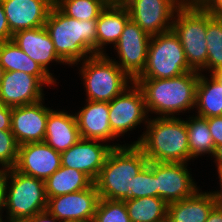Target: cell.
Instances as JSON below:
<instances>
[{
    "instance_id": "cell-9",
    "label": "cell",
    "mask_w": 222,
    "mask_h": 222,
    "mask_svg": "<svg viewBox=\"0 0 222 222\" xmlns=\"http://www.w3.org/2000/svg\"><path fill=\"white\" fill-rule=\"evenodd\" d=\"M130 18L149 36L172 30L174 14L185 0H120Z\"/></svg>"
},
{
    "instance_id": "cell-25",
    "label": "cell",
    "mask_w": 222,
    "mask_h": 222,
    "mask_svg": "<svg viewBox=\"0 0 222 222\" xmlns=\"http://www.w3.org/2000/svg\"><path fill=\"white\" fill-rule=\"evenodd\" d=\"M44 183L46 196L54 197L87 189L94 182L79 170L61 166Z\"/></svg>"
},
{
    "instance_id": "cell-16",
    "label": "cell",
    "mask_w": 222,
    "mask_h": 222,
    "mask_svg": "<svg viewBox=\"0 0 222 222\" xmlns=\"http://www.w3.org/2000/svg\"><path fill=\"white\" fill-rule=\"evenodd\" d=\"M42 102L12 107L11 132L19 146L44 141L48 114L53 109Z\"/></svg>"
},
{
    "instance_id": "cell-34",
    "label": "cell",
    "mask_w": 222,
    "mask_h": 222,
    "mask_svg": "<svg viewBox=\"0 0 222 222\" xmlns=\"http://www.w3.org/2000/svg\"><path fill=\"white\" fill-rule=\"evenodd\" d=\"M207 121L216 149L217 146L222 145V116L210 117Z\"/></svg>"
},
{
    "instance_id": "cell-12",
    "label": "cell",
    "mask_w": 222,
    "mask_h": 222,
    "mask_svg": "<svg viewBox=\"0 0 222 222\" xmlns=\"http://www.w3.org/2000/svg\"><path fill=\"white\" fill-rule=\"evenodd\" d=\"M150 39L151 36L130 18L114 45L120 60L114 62L133 80L145 67Z\"/></svg>"
},
{
    "instance_id": "cell-5",
    "label": "cell",
    "mask_w": 222,
    "mask_h": 222,
    "mask_svg": "<svg viewBox=\"0 0 222 222\" xmlns=\"http://www.w3.org/2000/svg\"><path fill=\"white\" fill-rule=\"evenodd\" d=\"M47 201L44 180L24 175L14 168L5 170L4 209H7L9 221L27 222L46 211Z\"/></svg>"
},
{
    "instance_id": "cell-22",
    "label": "cell",
    "mask_w": 222,
    "mask_h": 222,
    "mask_svg": "<svg viewBox=\"0 0 222 222\" xmlns=\"http://www.w3.org/2000/svg\"><path fill=\"white\" fill-rule=\"evenodd\" d=\"M80 138L75 114L58 110L48 114L44 141L55 151L68 150Z\"/></svg>"
},
{
    "instance_id": "cell-40",
    "label": "cell",
    "mask_w": 222,
    "mask_h": 222,
    "mask_svg": "<svg viewBox=\"0 0 222 222\" xmlns=\"http://www.w3.org/2000/svg\"><path fill=\"white\" fill-rule=\"evenodd\" d=\"M206 222H222V208L215 205L212 208Z\"/></svg>"
},
{
    "instance_id": "cell-45",
    "label": "cell",
    "mask_w": 222,
    "mask_h": 222,
    "mask_svg": "<svg viewBox=\"0 0 222 222\" xmlns=\"http://www.w3.org/2000/svg\"><path fill=\"white\" fill-rule=\"evenodd\" d=\"M187 2H193V3H198L200 0H185Z\"/></svg>"
},
{
    "instance_id": "cell-20",
    "label": "cell",
    "mask_w": 222,
    "mask_h": 222,
    "mask_svg": "<svg viewBox=\"0 0 222 222\" xmlns=\"http://www.w3.org/2000/svg\"><path fill=\"white\" fill-rule=\"evenodd\" d=\"M12 40L32 60L54 77L48 69L50 62L56 61L66 64L56 53L52 39L45 27L22 30L13 34Z\"/></svg>"
},
{
    "instance_id": "cell-2",
    "label": "cell",
    "mask_w": 222,
    "mask_h": 222,
    "mask_svg": "<svg viewBox=\"0 0 222 222\" xmlns=\"http://www.w3.org/2000/svg\"><path fill=\"white\" fill-rule=\"evenodd\" d=\"M199 72L190 71L164 79L135 78L142 90L147 114L175 117L177 113L195 108Z\"/></svg>"
},
{
    "instance_id": "cell-38",
    "label": "cell",
    "mask_w": 222,
    "mask_h": 222,
    "mask_svg": "<svg viewBox=\"0 0 222 222\" xmlns=\"http://www.w3.org/2000/svg\"><path fill=\"white\" fill-rule=\"evenodd\" d=\"M27 222H60V221L46 210L36 214Z\"/></svg>"
},
{
    "instance_id": "cell-28",
    "label": "cell",
    "mask_w": 222,
    "mask_h": 222,
    "mask_svg": "<svg viewBox=\"0 0 222 222\" xmlns=\"http://www.w3.org/2000/svg\"><path fill=\"white\" fill-rule=\"evenodd\" d=\"M185 120L188 132V145L191 159L200 155L215 153V145L212 139L207 118L198 115L191 116Z\"/></svg>"
},
{
    "instance_id": "cell-18",
    "label": "cell",
    "mask_w": 222,
    "mask_h": 222,
    "mask_svg": "<svg viewBox=\"0 0 222 222\" xmlns=\"http://www.w3.org/2000/svg\"><path fill=\"white\" fill-rule=\"evenodd\" d=\"M12 34L43 27L55 0H1Z\"/></svg>"
},
{
    "instance_id": "cell-14",
    "label": "cell",
    "mask_w": 222,
    "mask_h": 222,
    "mask_svg": "<svg viewBox=\"0 0 222 222\" xmlns=\"http://www.w3.org/2000/svg\"><path fill=\"white\" fill-rule=\"evenodd\" d=\"M120 144H102L98 140L80 138L68 150L61 152V166L73 168L85 173L93 182L112 148Z\"/></svg>"
},
{
    "instance_id": "cell-33",
    "label": "cell",
    "mask_w": 222,
    "mask_h": 222,
    "mask_svg": "<svg viewBox=\"0 0 222 222\" xmlns=\"http://www.w3.org/2000/svg\"><path fill=\"white\" fill-rule=\"evenodd\" d=\"M19 145L11 130H0V170L14 168L18 158Z\"/></svg>"
},
{
    "instance_id": "cell-39",
    "label": "cell",
    "mask_w": 222,
    "mask_h": 222,
    "mask_svg": "<svg viewBox=\"0 0 222 222\" xmlns=\"http://www.w3.org/2000/svg\"><path fill=\"white\" fill-rule=\"evenodd\" d=\"M5 203V170H0V220L2 219V211Z\"/></svg>"
},
{
    "instance_id": "cell-1",
    "label": "cell",
    "mask_w": 222,
    "mask_h": 222,
    "mask_svg": "<svg viewBox=\"0 0 222 222\" xmlns=\"http://www.w3.org/2000/svg\"><path fill=\"white\" fill-rule=\"evenodd\" d=\"M96 24L97 19L77 20L68 17L54 4L44 27L57 55L66 64L73 66L97 54Z\"/></svg>"
},
{
    "instance_id": "cell-8",
    "label": "cell",
    "mask_w": 222,
    "mask_h": 222,
    "mask_svg": "<svg viewBox=\"0 0 222 222\" xmlns=\"http://www.w3.org/2000/svg\"><path fill=\"white\" fill-rule=\"evenodd\" d=\"M194 71L187 62L179 37L173 30L151 36L146 64L136 78L164 79Z\"/></svg>"
},
{
    "instance_id": "cell-32",
    "label": "cell",
    "mask_w": 222,
    "mask_h": 222,
    "mask_svg": "<svg viewBox=\"0 0 222 222\" xmlns=\"http://www.w3.org/2000/svg\"><path fill=\"white\" fill-rule=\"evenodd\" d=\"M156 197L155 162L148 164L133 177L130 199Z\"/></svg>"
},
{
    "instance_id": "cell-30",
    "label": "cell",
    "mask_w": 222,
    "mask_h": 222,
    "mask_svg": "<svg viewBox=\"0 0 222 222\" xmlns=\"http://www.w3.org/2000/svg\"><path fill=\"white\" fill-rule=\"evenodd\" d=\"M112 0H55V5L68 17L77 20L98 19Z\"/></svg>"
},
{
    "instance_id": "cell-6",
    "label": "cell",
    "mask_w": 222,
    "mask_h": 222,
    "mask_svg": "<svg viewBox=\"0 0 222 222\" xmlns=\"http://www.w3.org/2000/svg\"><path fill=\"white\" fill-rule=\"evenodd\" d=\"M109 57L105 52L82 61L79 70L86 88V100L111 102L133 84L134 80Z\"/></svg>"
},
{
    "instance_id": "cell-44",
    "label": "cell",
    "mask_w": 222,
    "mask_h": 222,
    "mask_svg": "<svg viewBox=\"0 0 222 222\" xmlns=\"http://www.w3.org/2000/svg\"><path fill=\"white\" fill-rule=\"evenodd\" d=\"M3 74H4V69L2 68V66L0 65V84H1V80L3 78Z\"/></svg>"
},
{
    "instance_id": "cell-11",
    "label": "cell",
    "mask_w": 222,
    "mask_h": 222,
    "mask_svg": "<svg viewBox=\"0 0 222 222\" xmlns=\"http://www.w3.org/2000/svg\"><path fill=\"white\" fill-rule=\"evenodd\" d=\"M47 199L46 210L60 222H92L99 194L93 183L87 189Z\"/></svg>"
},
{
    "instance_id": "cell-15",
    "label": "cell",
    "mask_w": 222,
    "mask_h": 222,
    "mask_svg": "<svg viewBox=\"0 0 222 222\" xmlns=\"http://www.w3.org/2000/svg\"><path fill=\"white\" fill-rule=\"evenodd\" d=\"M61 167V154L45 141L22 144L14 169L24 175L46 180Z\"/></svg>"
},
{
    "instance_id": "cell-41",
    "label": "cell",
    "mask_w": 222,
    "mask_h": 222,
    "mask_svg": "<svg viewBox=\"0 0 222 222\" xmlns=\"http://www.w3.org/2000/svg\"><path fill=\"white\" fill-rule=\"evenodd\" d=\"M219 175V181H220V190L211 192L213 194L215 204L222 208V172L217 173Z\"/></svg>"
},
{
    "instance_id": "cell-29",
    "label": "cell",
    "mask_w": 222,
    "mask_h": 222,
    "mask_svg": "<svg viewBox=\"0 0 222 222\" xmlns=\"http://www.w3.org/2000/svg\"><path fill=\"white\" fill-rule=\"evenodd\" d=\"M206 71L214 73L222 69V18H215L206 11Z\"/></svg>"
},
{
    "instance_id": "cell-35",
    "label": "cell",
    "mask_w": 222,
    "mask_h": 222,
    "mask_svg": "<svg viewBox=\"0 0 222 222\" xmlns=\"http://www.w3.org/2000/svg\"><path fill=\"white\" fill-rule=\"evenodd\" d=\"M215 18H222V0H200L198 2Z\"/></svg>"
},
{
    "instance_id": "cell-42",
    "label": "cell",
    "mask_w": 222,
    "mask_h": 222,
    "mask_svg": "<svg viewBox=\"0 0 222 222\" xmlns=\"http://www.w3.org/2000/svg\"><path fill=\"white\" fill-rule=\"evenodd\" d=\"M215 158V163L217 165V172H222V145H219L215 149V153L212 156Z\"/></svg>"
},
{
    "instance_id": "cell-36",
    "label": "cell",
    "mask_w": 222,
    "mask_h": 222,
    "mask_svg": "<svg viewBox=\"0 0 222 222\" xmlns=\"http://www.w3.org/2000/svg\"><path fill=\"white\" fill-rule=\"evenodd\" d=\"M13 34L10 31L7 18L0 0V43L12 40Z\"/></svg>"
},
{
    "instance_id": "cell-4",
    "label": "cell",
    "mask_w": 222,
    "mask_h": 222,
    "mask_svg": "<svg viewBox=\"0 0 222 222\" xmlns=\"http://www.w3.org/2000/svg\"><path fill=\"white\" fill-rule=\"evenodd\" d=\"M147 164L148 159L137 144L112 148L94 181L99 198L130 199L133 177Z\"/></svg>"
},
{
    "instance_id": "cell-37",
    "label": "cell",
    "mask_w": 222,
    "mask_h": 222,
    "mask_svg": "<svg viewBox=\"0 0 222 222\" xmlns=\"http://www.w3.org/2000/svg\"><path fill=\"white\" fill-rule=\"evenodd\" d=\"M12 107L0 102V130H11Z\"/></svg>"
},
{
    "instance_id": "cell-46",
    "label": "cell",
    "mask_w": 222,
    "mask_h": 222,
    "mask_svg": "<svg viewBox=\"0 0 222 222\" xmlns=\"http://www.w3.org/2000/svg\"><path fill=\"white\" fill-rule=\"evenodd\" d=\"M0 222H6V221H4V220H0ZM7 222H20V221H7Z\"/></svg>"
},
{
    "instance_id": "cell-13",
    "label": "cell",
    "mask_w": 222,
    "mask_h": 222,
    "mask_svg": "<svg viewBox=\"0 0 222 222\" xmlns=\"http://www.w3.org/2000/svg\"><path fill=\"white\" fill-rule=\"evenodd\" d=\"M187 163L155 162L156 197L167 204L192 197L199 188Z\"/></svg>"
},
{
    "instance_id": "cell-23",
    "label": "cell",
    "mask_w": 222,
    "mask_h": 222,
    "mask_svg": "<svg viewBox=\"0 0 222 222\" xmlns=\"http://www.w3.org/2000/svg\"><path fill=\"white\" fill-rule=\"evenodd\" d=\"M215 205L213 194L199 189L192 197L168 204L167 222H206Z\"/></svg>"
},
{
    "instance_id": "cell-43",
    "label": "cell",
    "mask_w": 222,
    "mask_h": 222,
    "mask_svg": "<svg viewBox=\"0 0 222 222\" xmlns=\"http://www.w3.org/2000/svg\"><path fill=\"white\" fill-rule=\"evenodd\" d=\"M222 85V69L211 74Z\"/></svg>"
},
{
    "instance_id": "cell-21",
    "label": "cell",
    "mask_w": 222,
    "mask_h": 222,
    "mask_svg": "<svg viewBox=\"0 0 222 222\" xmlns=\"http://www.w3.org/2000/svg\"><path fill=\"white\" fill-rule=\"evenodd\" d=\"M130 19L128 8L120 0H112L97 19V54H104V46L115 45Z\"/></svg>"
},
{
    "instance_id": "cell-24",
    "label": "cell",
    "mask_w": 222,
    "mask_h": 222,
    "mask_svg": "<svg viewBox=\"0 0 222 222\" xmlns=\"http://www.w3.org/2000/svg\"><path fill=\"white\" fill-rule=\"evenodd\" d=\"M0 65L4 71H23L36 76L44 85H54L57 80L23 52L13 40L0 43Z\"/></svg>"
},
{
    "instance_id": "cell-31",
    "label": "cell",
    "mask_w": 222,
    "mask_h": 222,
    "mask_svg": "<svg viewBox=\"0 0 222 222\" xmlns=\"http://www.w3.org/2000/svg\"><path fill=\"white\" fill-rule=\"evenodd\" d=\"M92 222H131L124 201L99 198Z\"/></svg>"
},
{
    "instance_id": "cell-26",
    "label": "cell",
    "mask_w": 222,
    "mask_h": 222,
    "mask_svg": "<svg viewBox=\"0 0 222 222\" xmlns=\"http://www.w3.org/2000/svg\"><path fill=\"white\" fill-rule=\"evenodd\" d=\"M195 108L200 117L222 116V85L211 74L208 79L199 73Z\"/></svg>"
},
{
    "instance_id": "cell-7",
    "label": "cell",
    "mask_w": 222,
    "mask_h": 222,
    "mask_svg": "<svg viewBox=\"0 0 222 222\" xmlns=\"http://www.w3.org/2000/svg\"><path fill=\"white\" fill-rule=\"evenodd\" d=\"M172 30L179 37L188 65L200 73L206 70V10L185 1L175 12Z\"/></svg>"
},
{
    "instance_id": "cell-27",
    "label": "cell",
    "mask_w": 222,
    "mask_h": 222,
    "mask_svg": "<svg viewBox=\"0 0 222 222\" xmlns=\"http://www.w3.org/2000/svg\"><path fill=\"white\" fill-rule=\"evenodd\" d=\"M131 222H167L168 204L159 197L124 200Z\"/></svg>"
},
{
    "instance_id": "cell-3",
    "label": "cell",
    "mask_w": 222,
    "mask_h": 222,
    "mask_svg": "<svg viewBox=\"0 0 222 222\" xmlns=\"http://www.w3.org/2000/svg\"><path fill=\"white\" fill-rule=\"evenodd\" d=\"M132 144H137L150 162L187 163L191 160L185 120L176 116L148 118L146 132Z\"/></svg>"
},
{
    "instance_id": "cell-10",
    "label": "cell",
    "mask_w": 222,
    "mask_h": 222,
    "mask_svg": "<svg viewBox=\"0 0 222 222\" xmlns=\"http://www.w3.org/2000/svg\"><path fill=\"white\" fill-rule=\"evenodd\" d=\"M147 121L144 96L135 82L109 102L110 127L117 137Z\"/></svg>"
},
{
    "instance_id": "cell-19",
    "label": "cell",
    "mask_w": 222,
    "mask_h": 222,
    "mask_svg": "<svg viewBox=\"0 0 222 222\" xmlns=\"http://www.w3.org/2000/svg\"><path fill=\"white\" fill-rule=\"evenodd\" d=\"M86 102V105L75 113L80 137L101 142L116 139L109 122V102Z\"/></svg>"
},
{
    "instance_id": "cell-17",
    "label": "cell",
    "mask_w": 222,
    "mask_h": 222,
    "mask_svg": "<svg viewBox=\"0 0 222 222\" xmlns=\"http://www.w3.org/2000/svg\"><path fill=\"white\" fill-rule=\"evenodd\" d=\"M44 84L36 77L23 71H4L0 84V102L16 107L44 100Z\"/></svg>"
}]
</instances>
